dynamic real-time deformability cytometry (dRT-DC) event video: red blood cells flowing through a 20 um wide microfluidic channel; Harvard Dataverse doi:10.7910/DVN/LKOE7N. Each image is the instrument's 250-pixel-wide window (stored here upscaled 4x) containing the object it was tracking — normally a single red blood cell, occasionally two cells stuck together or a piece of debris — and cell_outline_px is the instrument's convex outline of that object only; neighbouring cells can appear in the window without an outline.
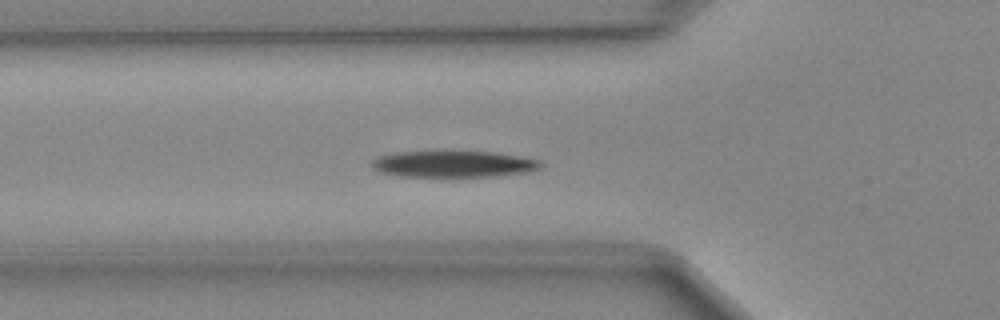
{"species": "Egyptian fruit bat (a non-hibernating species)", "species_latin": "Rousettus aegyptiacus", "temperature_condition": "cold", "stored_images_in_passage": 35, "camera_frame_rate_fps": 3000, "um_per_image_px": 0.085, "animal": {"sex": "female"}, "frame": {"image": 1, "passage_image": 2, "time_ms": 0.333, "image_size_px": [1000, 320], "cell_outline_px": [[544, 164], [540, 168], [528, 172], [492, 176], [400, 176], [380, 172], [372, 168], [372, 160], [380, 156], [400, 152], [496, 152], [540, 160]], "centroid_in_image_um": [38.58, 13.95], "position_along_channel_um": 87.2, "area_um2": 25.66}}
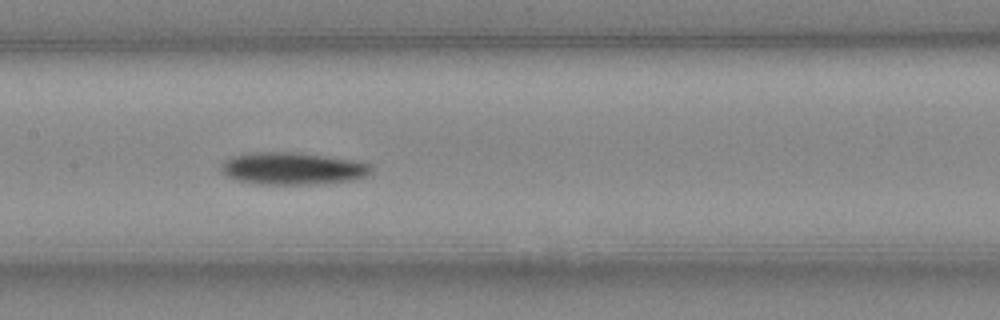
{"frame": {"image": 2, "passage_image": 9, "time_ms": 2.667, "image_size_px": [1000, 320], "cell_outline_px": [[372, 172], [364, 176], [352, 180], [316, 184], [256, 184], [236, 180], [220, 172], [220, 164], [224, 160], [232, 156], [260, 152], [296, 152], [352, 160], [372, 164]], "centroid_in_image_um": [24.84, 14.33], "position_along_channel_um": 182.6, "area_um2": 28.21}}
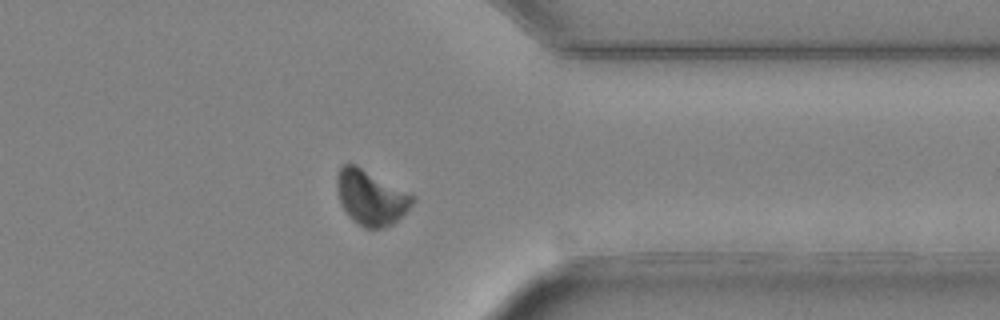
{"frame": {"image": 3, "passage_image": 24, "time_ms": 7.667, "image_size_px": [1000, 320], "cell_outline_px": [[416, 200], [392, 224], [384, 228], [364, 228], [352, 220], [344, 208], [340, 200], [336, 188], [336, 176], [340, 168], [344, 164], [356, 164], [416, 196]], "centroid_in_image_um": [31.52, 16.77], "position_along_channel_um": 379.9, "area_um2": 24.04}}